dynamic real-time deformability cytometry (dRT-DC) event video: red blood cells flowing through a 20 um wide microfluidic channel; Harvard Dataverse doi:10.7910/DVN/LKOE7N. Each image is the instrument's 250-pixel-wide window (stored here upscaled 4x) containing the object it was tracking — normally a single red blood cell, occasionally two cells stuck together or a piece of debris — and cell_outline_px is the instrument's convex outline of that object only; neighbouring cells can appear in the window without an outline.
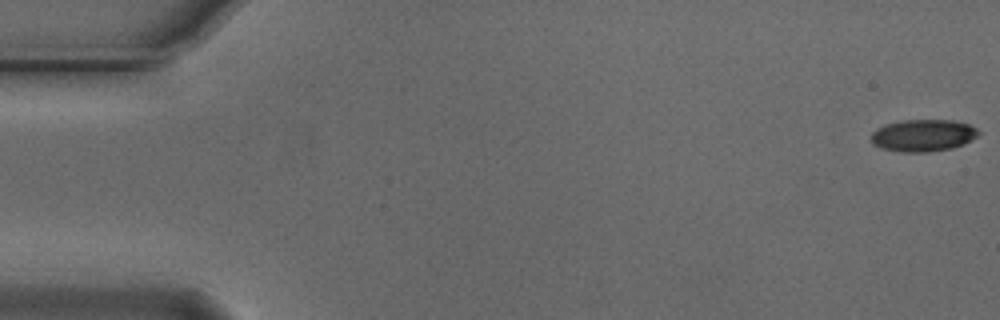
{"species": "Egyptian fruit bat (a non-hibernating species)", "species_latin": "Rousettus aegyptiacus", "temperature_condition": "cold", "stored_images_in_passage": 56, "camera_frame_rate_fps": 3000, "um_per_image_px": 0.085, "animal": {"sex": "male"}, "frame": {"image": 1, "passage_image": 1, "time_ms": 0.0, "image_size_px": [1000, 320], "cell_outline_px": [[980, 132], [976, 136], [964, 144], [952, 148], [928, 152], [900, 152], [880, 148], [872, 144], [872, 132], [876, 128], [888, 124], [904, 120], [952, 120], [968, 124], [976, 128]], "centroid_in_image_um": [78.45, 11.52], "position_along_channel_um": 6.6, "area_um2": 20.0}}
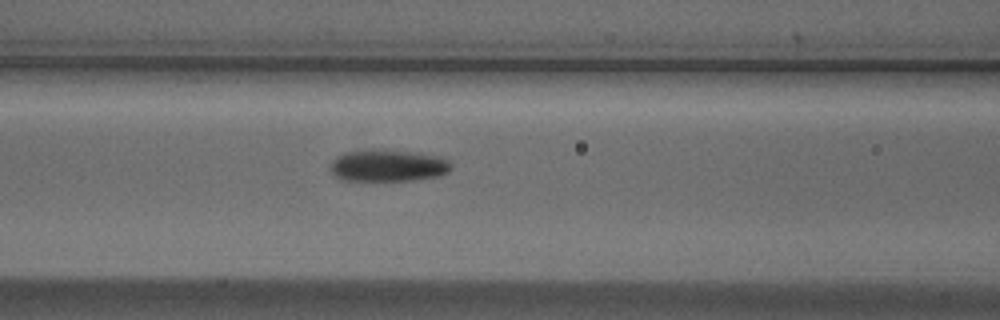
{"frame": {"image": 2, "passage_image": 23, "time_ms": 7.333, "image_size_px": [1000, 320], "cell_outline_px": [[452, 168], [448, 172], [440, 176], [412, 180], [344, 180], [336, 176], [328, 168], [332, 160], [336, 156], [344, 152], [372, 148], [376, 148], [420, 152], [440, 156], [448, 160], [452, 164]], "centroid_in_image_um": [32.99, 14.04], "position_along_channel_um": 133.6, "area_um2": 23.06}}
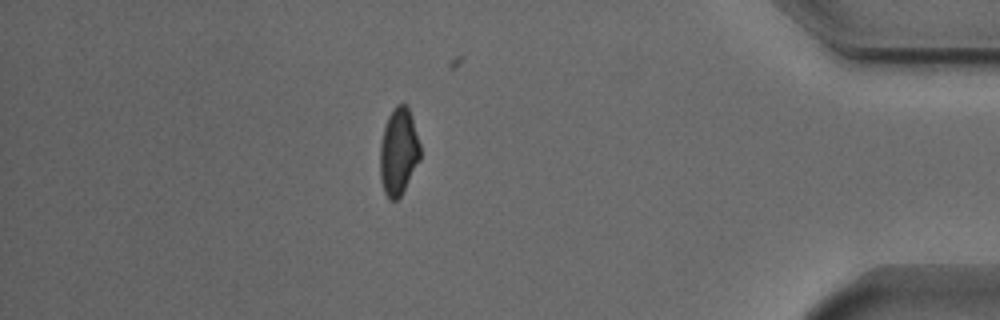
{"frame": {"image": 3, "passage_image": 48, "time_ms": 15.667, "image_size_px": [1000, 320], "cell_outline_px": [[420, 160], [400, 196], [396, 200], [388, 200], [384, 192], [380, 180], [380, 144], [384, 128], [388, 116], [392, 108], [396, 104], [408, 104], [420, 144]], "centroid_in_image_um": [33.87, 12.87], "position_along_channel_um": 401.3, "area_um2": 20.52}, "authors_computed_cell_mechanics": {"area_um2": 21.2704, "velocity_mm_per_s": 3.7416, "shape_relaxation_time_tau1_ms": 3.2745, "shape_relaxation_time_tau2_ms": 3.2383, "deformation_change_tau1": 0.1221, "deformation_change_tau2": 0.0791}}